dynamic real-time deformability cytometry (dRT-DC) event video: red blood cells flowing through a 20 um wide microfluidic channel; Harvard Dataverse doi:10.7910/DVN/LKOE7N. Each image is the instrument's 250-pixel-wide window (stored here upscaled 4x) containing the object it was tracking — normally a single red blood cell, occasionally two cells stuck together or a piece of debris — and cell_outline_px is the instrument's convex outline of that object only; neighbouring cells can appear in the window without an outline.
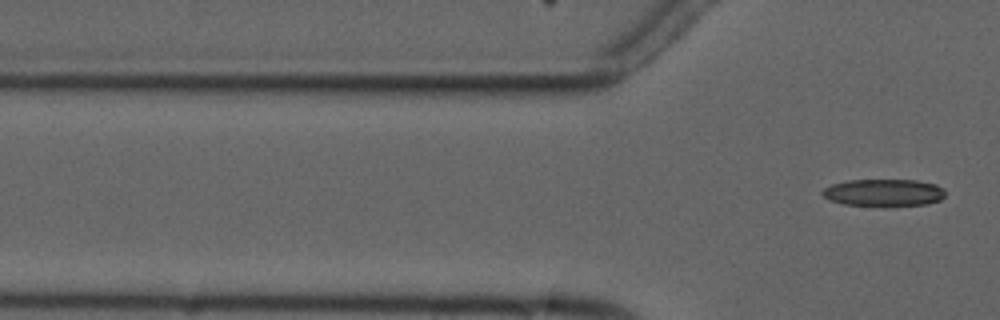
{"species": "common noctule bat (a hibernating species)", "species_latin": "Nyctalus noctula", "temperature_condition": "cold", "stored_images_in_passage": 7, "camera_frame_rate_fps": 3000, "um_per_image_px": 0.085, "animal": {"sex": "male", "forearm_length_mm": 52.5}, "frame": {"image": 1, "passage_image": 7, "time_ms": 7.667, "image_size_px": [1000, 320], "cell_outline_px": [[944, 196], [940, 200], [928, 204], [884, 208], [844, 204], [832, 200], [824, 196], [820, 192], [824, 188], [832, 184], [848, 180], [916, 180], [936, 184], [944, 188]], "centroid_in_image_um": [75.14, 16.4], "position_along_channel_um": 50.7, "area_um2": 20.06}}